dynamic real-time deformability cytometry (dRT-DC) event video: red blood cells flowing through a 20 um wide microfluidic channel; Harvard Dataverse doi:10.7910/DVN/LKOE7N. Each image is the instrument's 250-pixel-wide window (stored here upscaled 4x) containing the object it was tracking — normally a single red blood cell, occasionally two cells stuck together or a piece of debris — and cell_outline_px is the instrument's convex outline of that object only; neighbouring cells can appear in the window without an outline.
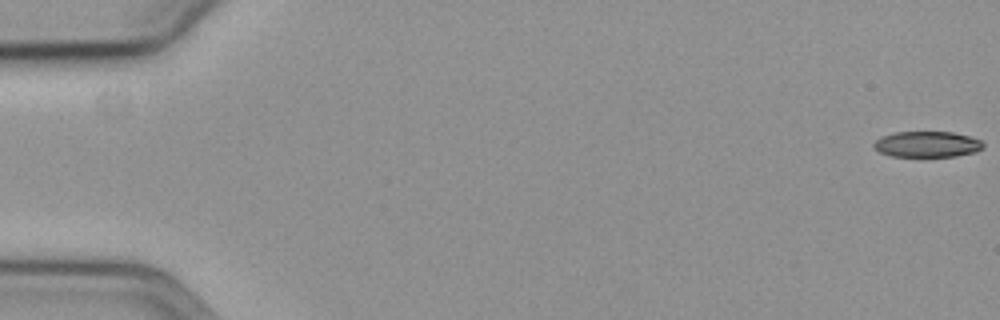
{"species": "common noctule bat (a hibernating species)", "species_latin": "Nyctalus noctula", "temperature_condition": "cold", "stored_images_in_passage": 4, "camera_frame_rate_fps": 3000, "um_per_image_px": 0.085, "animal": {"sex": "female", "body_mass_g": 19.3, "forearm_length_mm": 54.1}, "frame": {"image": 1, "passage_image": 1, "time_ms": 0.0, "image_size_px": [1000, 320], "cell_outline_px": [[984, 148], [976, 152], [956, 156], [892, 156], [880, 152], [872, 144], [880, 136], [896, 132], [952, 132], [968, 136], [980, 140], [984, 144]], "centroid_in_image_um": [78.82, 12.26], "position_along_channel_um": 6.2, "area_um2": 16.42}}